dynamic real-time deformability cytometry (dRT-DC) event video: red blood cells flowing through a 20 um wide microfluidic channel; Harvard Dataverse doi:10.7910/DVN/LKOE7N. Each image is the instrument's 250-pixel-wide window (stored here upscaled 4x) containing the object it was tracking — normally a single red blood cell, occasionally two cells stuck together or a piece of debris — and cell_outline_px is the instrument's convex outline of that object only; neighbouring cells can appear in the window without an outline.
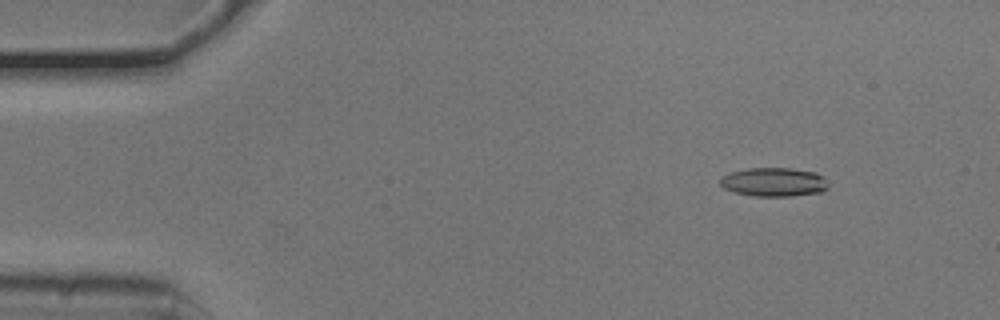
{"species": "common noctule bat (a hibernating species)", "species_latin": "Nyctalus noctula", "temperature_condition": "cold", "stored_images_in_passage": 47, "camera_frame_rate_fps": 3000, "um_per_image_px": 0.085, "animal": {"sex": "male", "body_mass_g": 20.5, "forearm_length_mm": 52.5}, "frame": {"image": 1, "passage_image": 6, "time_ms": 1.667, "image_size_px": [1000, 320], "cell_outline_px": [[828, 188], [820, 192], [792, 196], [752, 196], [736, 192], [724, 188], [720, 184], [720, 180], [724, 176], [732, 172], [748, 168], [792, 168], [816, 172], [828, 184]], "centroid_in_image_um": [65.78, 15.47], "position_along_channel_um": 19.2, "area_um2": 17.98}}
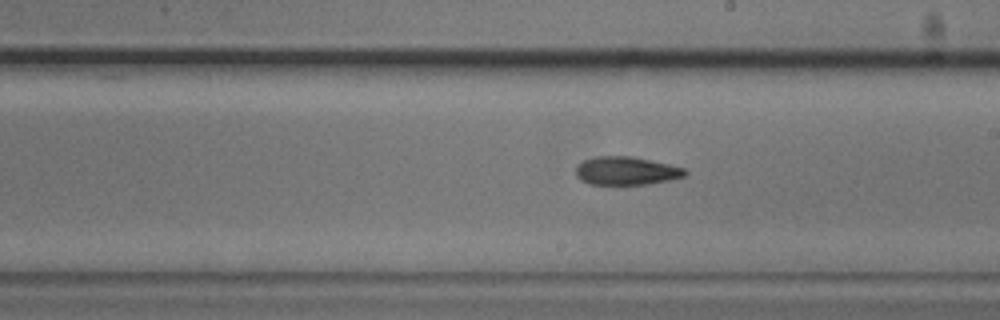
{"frame": {"image": 2, "passage_image": 30, "time_ms": 9.667, "image_size_px": [1000, 320], "cell_outline_px": [[688, 172], [684, 176], [668, 180], [648, 184], [588, 184], [580, 180], [576, 176], [576, 168], [584, 160], [596, 156], [632, 156], [668, 164], [684, 168]], "centroid_in_image_um": [53.21, 14.52], "position_along_channel_um": 235.8, "area_um2": 17.86}}
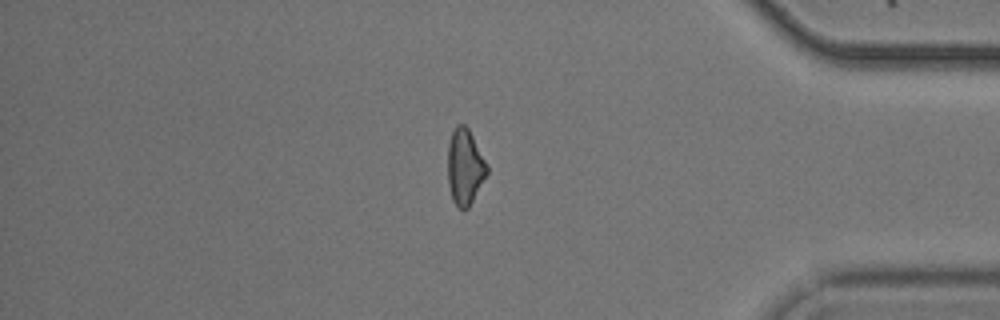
{"frame": {"image": 3, "passage_image": 45, "time_ms": 14.667, "image_size_px": [1000, 320], "cell_outline_px": [[488, 172], [468, 208], [456, 208], [452, 200], [448, 184], [448, 144], [452, 132], [456, 124], [464, 124], [468, 128], [488, 164]], "centroid_in_image_um": [39.51, 14.18], "position_along_channel_um": 395.7, "area_um2": 17.34}}